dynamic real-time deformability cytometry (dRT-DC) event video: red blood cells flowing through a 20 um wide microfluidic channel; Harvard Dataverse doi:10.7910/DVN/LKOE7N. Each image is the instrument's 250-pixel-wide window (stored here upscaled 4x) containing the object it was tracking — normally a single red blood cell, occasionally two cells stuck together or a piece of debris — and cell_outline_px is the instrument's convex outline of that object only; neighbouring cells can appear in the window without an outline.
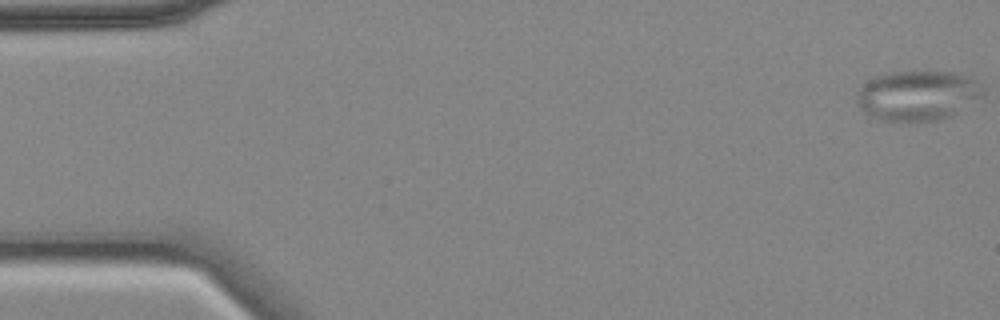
{"species": "common noctule bat (a hibernating species)", "species_latin": "Nyctalus noctula", "temperature_condition": "cold", "stored_images_in_passage": 57, "camera_frame_rate_fps": 3000, "um_per_image_px": 0.085, "animal": {"sex": "female", "body_mass_g": 18.4}, "frame": {"image": 1, "passage_image": 1, "time_ms": 0.0, "image_size_px": [1000, 320], "cell_outline_px": [[984, 96], [956, 112], [948, 116], [936, 120], [880, 120], [864, 112], [860, 108], [856, 100], [856, 92], [868, 80], [876, 76], [888, 72], [952, 72], [972, 76], [984, 84]], "centroid_in_image_um": [78.03, 8.09], "position_along_channel_um": 7.0, "area_um2": 36.7}}
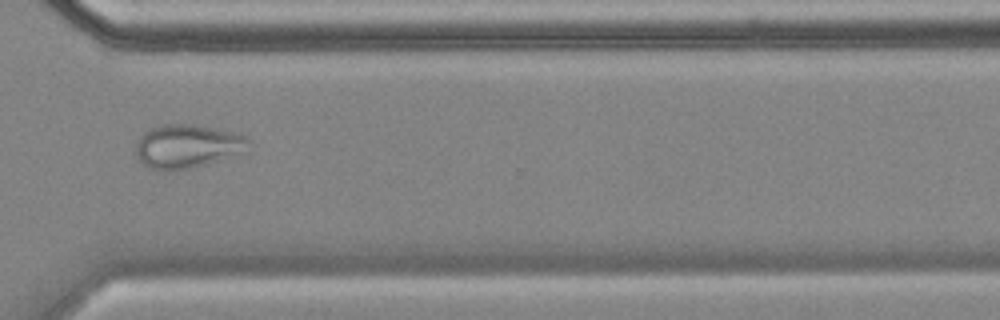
{"frame": {"image": 2, "passage_image": 42, "time_ms": 13.667, "image_size_px": [1000, 320], "cell_outline_px": [[252, 140], [248, 152], [204, 164], [188, 168], [148, 168], [140, 160], [136, 152], [136, 144], [140, 136], [144, 132], [152, 128], [168, 124], [188, 124], [212, 128], [244, 136]], "centroid_in_image_um": [15.97, 12.41], "position_along_channel_um": 354.6, "area_um2": 27.92}}
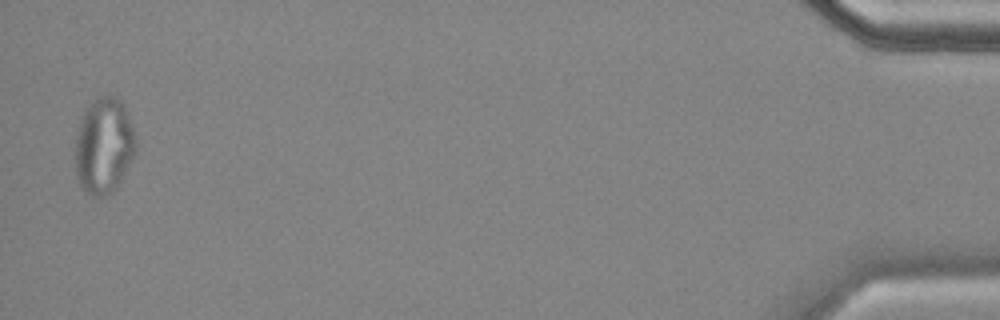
{"frame": {"image": 3, "passage_image": 56, "time_ms": 18.333, "image_size_px": [1000, 320], "cell_outline_px": [[136, 152], [116, 188], [104, 196], [92, 196], [84, 192], [76, 176], [76, 136], [80, 120], [84, 112], [100, 96], [116, 96], [124, 104], [128, 112], [136, 136]], "centroid_in_image_um": [8.85, 12.4], "position_along_channel_um": 426.3, "area_um2": 33.81}}